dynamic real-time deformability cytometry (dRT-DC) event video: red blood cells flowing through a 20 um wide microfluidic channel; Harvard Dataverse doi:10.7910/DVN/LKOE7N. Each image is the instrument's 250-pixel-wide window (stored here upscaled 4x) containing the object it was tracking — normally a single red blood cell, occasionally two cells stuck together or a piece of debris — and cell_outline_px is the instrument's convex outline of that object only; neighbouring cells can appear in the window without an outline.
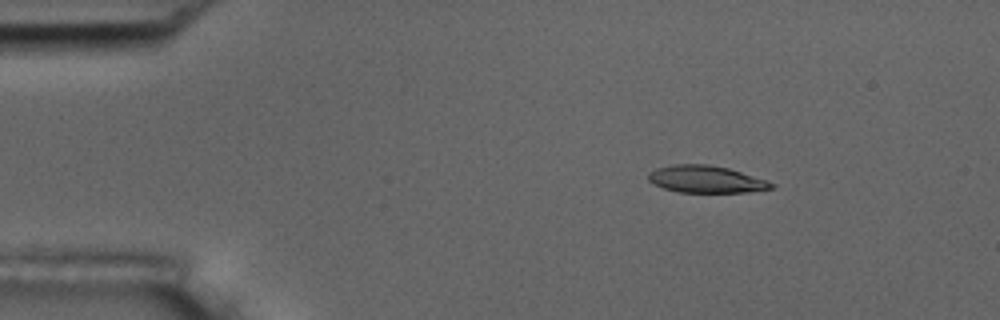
{"species": "common noctule bat (a hibernating species)", "species_latin": "Nyctalus noctula", "temperature_condition": "room temperature", "stored_images_in_passage": 5, "camera_frame_rate_fps": 3000, "um_per_image_px": 0.085, "animal": {"sex": "male", "body_mass_g": 17.5, "forearm_length_mm": 52.3}, "frame": {"image": 1, "passage_image": 3, "time_ms": 2.333, "image_size_px": [1000, 320], "cell_outline_px": [[776, 188], [748, 192], [676, 192], [652, 184], [648, 180], [648, 172], [656, 168], [676, 164], [708, 164], [728, 168], [776, 184]], "centroid_in_image_um": [59.98, 15.24], "position_along_channel_um": 25.0, "area_um2": 19.42}}